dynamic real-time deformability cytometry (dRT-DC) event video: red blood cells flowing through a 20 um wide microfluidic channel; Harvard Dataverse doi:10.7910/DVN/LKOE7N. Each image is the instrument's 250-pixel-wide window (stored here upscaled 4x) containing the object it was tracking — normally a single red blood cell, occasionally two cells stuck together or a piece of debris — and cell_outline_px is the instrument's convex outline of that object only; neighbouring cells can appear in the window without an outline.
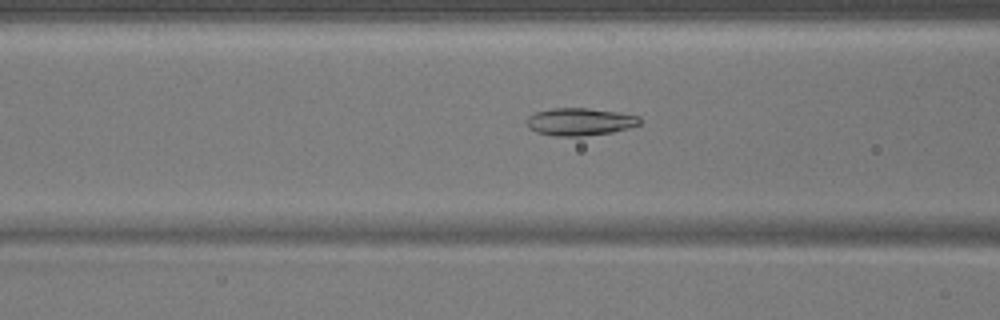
{"species": "common noctule bat (a hibernating species)", "species_latin": "Nyctalus noctula", "temperature_condition": "warm", "stored_images_in_passage": 30, "camera_frame_rate_fps": 3000, "um_per_image_px": 0.085, "animal": {"sex": "male", "body_mass_g": 17.9}, "frame": {"image": 1, "passage_image": 10, "time_ms": 3.0, "image_size_px": [1000, 320], "cell_outline_px": [[640, 124], [628, 128], [612, 132], [580, 136], [552, 136], [536, 132], [528, 128], [528, 116], [536, 112], [552, 108], [588, 108], [616, 112], [640, 116]], "centroid_in_image_um": [49.27, 10.35], "position_along_channel_um": 117.3, "area_um2": 18.03}}
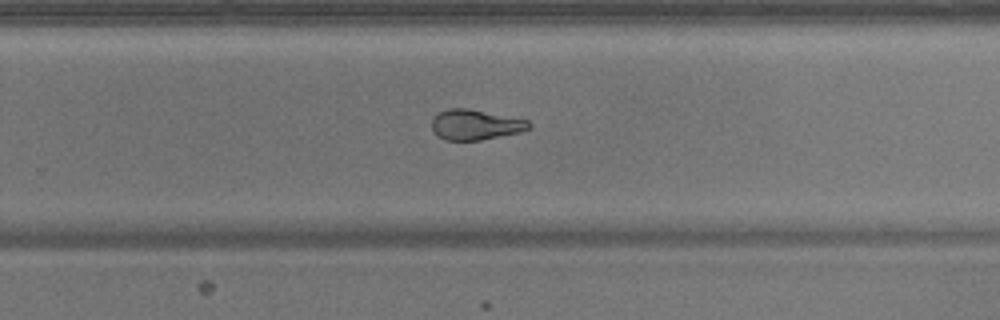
{"frame": {"image": 2, "passage_image": 23, "time_ms": 7.333, "image_size_px": [1000, 320], "cell_outline_px": [[532, 128], [520, 132], [480, 140], [444, 140], [436, 136], [432, 128], [432, 116], [448, 108], [468, 108], [528, 120], [532, 124]], "centroid_in_image_um": [40.39, 10.6], "position_along_channel_um": 289.4, "area_um2": 17.28}}
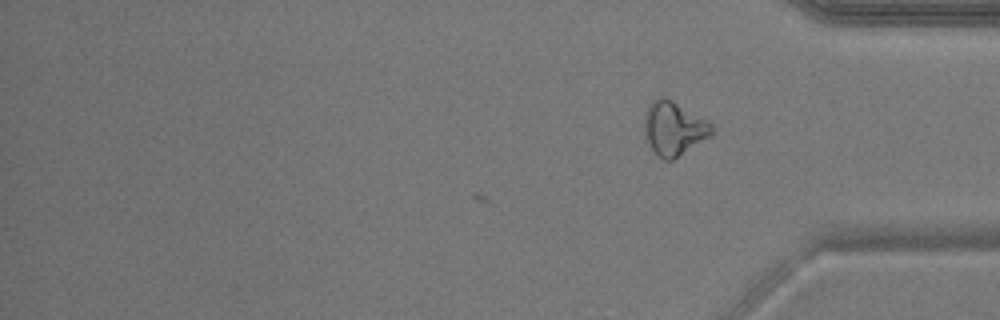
{"frame": {"image": 3, "passage_image": 30, "time_ms": 9.667, "image_size_px": [1000, 320], "cell_outline_px": [[712, 136], [672, 160], [664, 160], [656, 156], [644, 132], [644, 112], [648, 104], [652, 100], [660, 96], [664, 96], [672, 100], [712, 124]], "centroid_in_image_um": [57.24, 10.91], "position_along_channel_um": 378.0, "area_um2": 21.1}}